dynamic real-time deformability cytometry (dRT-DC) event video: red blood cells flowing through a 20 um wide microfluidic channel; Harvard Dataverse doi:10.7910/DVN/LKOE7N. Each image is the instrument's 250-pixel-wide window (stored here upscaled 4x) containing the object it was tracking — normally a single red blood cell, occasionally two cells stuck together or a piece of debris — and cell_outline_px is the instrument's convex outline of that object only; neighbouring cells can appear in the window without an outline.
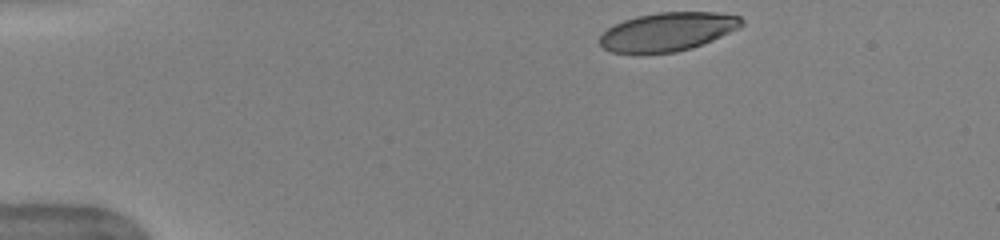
{"species": "human", "species_latin": "Homo sapiens", "temperature_condition": "warm", "stored_images_in_passage": 43, "camera_frame_rate_fps": 3000, "um_per_image_px": 0.085, "donor": {"sex": "female"}, "frame": {"image": 1, "passage_image": 1, "time_ms": 0.0, "image_size_px": [1000, 240], "cell_outline_px": [[744, 24], [704, 44], [692, 48], [676, 52], [640, 56], [612, 52], [604, 48], [600, 44], [600, 36], [608, 28], [624, 20], [636, 16], [660, 12], [716, 12], [740, 16], [744, 20]], "centroid_in_image_um": [56.71, 2.73], "position_along_channel_um": 28.3, "area_um2": 32.37}}
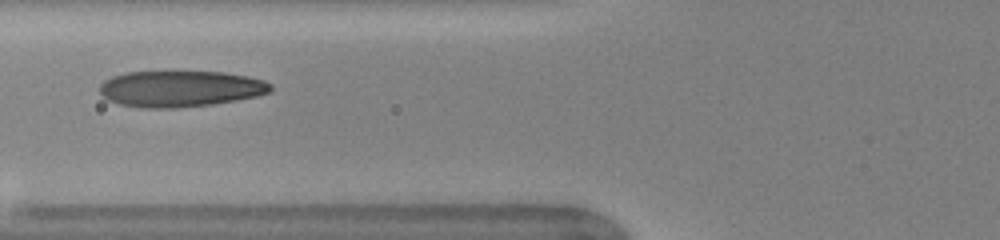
{"frame": {"image": 2, "passage_image": 13, "time_ms": 4.0, "image_size_px": [1000, 240], "cell_outline_px": [[272, 92], [256, 96], [236, 100], [212, 104], [176, 108], [144, 108], [120, 104], [108, 100], [100, 92], [100, 84], [104, 80], [112, 76], [124, 72], [224, 72], [248, 76], [264, 80], [272, 84]], "centroid_in_image_um": [15.34, 7.54], "position_along_channel_um": 110.5, "area_um2": 36.13}}
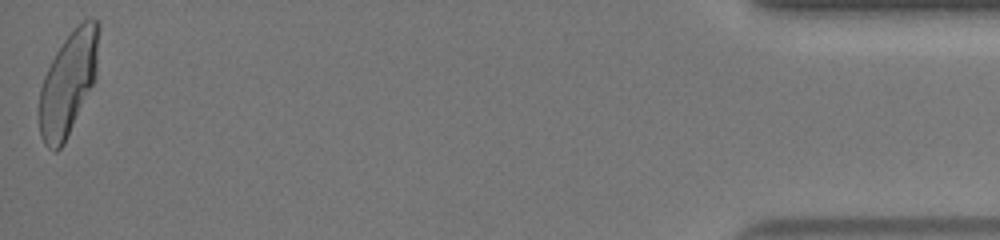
{"frame": {"image": 3, "passage_image": 43, "time_ms": 14.0, "image_size_px": [1000, 240], "cell_outline_px": [[100, 28], [96, 76], [64, 144], [56, 152], [48, 148], [44, 144], [40, 136], [40, 88], [44, 76], [56, 52], [64, 40], [84, 20], [96, 20], [100, 24]], "centroid_in_image_um": [5.8, 7.09], "position_along_channel_um": 429.4, "area_um2": 35.14}, "authors_computed_cell_mechanics": {"area_um2": 35.6626, "velocity_mm_per_s": 3.9991, "shape_relaxation_time_tau1_ms": 4.4854, "shape_relaxation_time_tau2_ms": 0.7459, "deformation_change_tau1": 0.2141, "deformation_change_tau2": 0.0783}}